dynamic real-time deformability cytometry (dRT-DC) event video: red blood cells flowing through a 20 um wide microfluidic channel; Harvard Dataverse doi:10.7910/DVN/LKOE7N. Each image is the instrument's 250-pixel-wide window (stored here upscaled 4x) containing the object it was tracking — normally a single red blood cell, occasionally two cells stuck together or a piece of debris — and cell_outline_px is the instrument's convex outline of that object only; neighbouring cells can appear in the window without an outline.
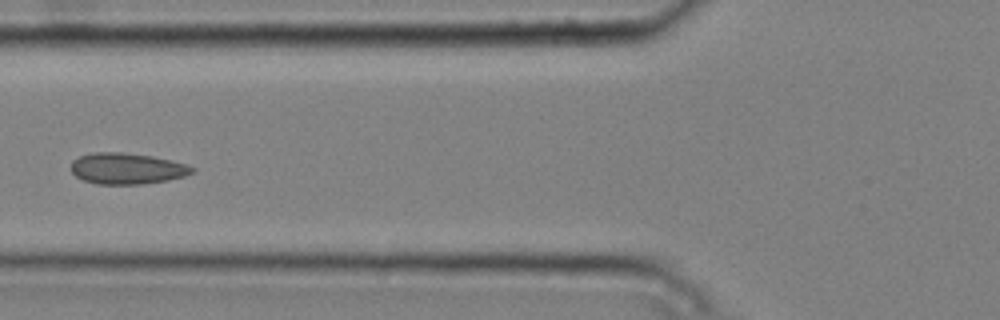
{"species": "common noctule bat (a hibernating species)", "species_latin": "Nyctalus noctula", "temperature_condition": "cold", "stored_images_in_passage": 7, "camera_frame_rate_fps": 3000, "um_per_image_px": 0.085, "animal": {"sex": "male", "body_mass_g": 20.4}, "frame": {"image": 1, "passage_image": 5, "time_ms": 1.333, "image_size_px": [1000, 320], "cell_outline_px": [[196, 172], [184, 176], [168, 180], [140, 184], [96, 184], [84, 180], [76, 176], [72, 172], [72, 160], [80, 156], [96, 152], [124, 152], [152, 156], [184, 164], [196, 168]], "centroid_in_image_um": [10.8, 14.33], "position_along_channel_um": 115.0, "area_um2": 21.85}}
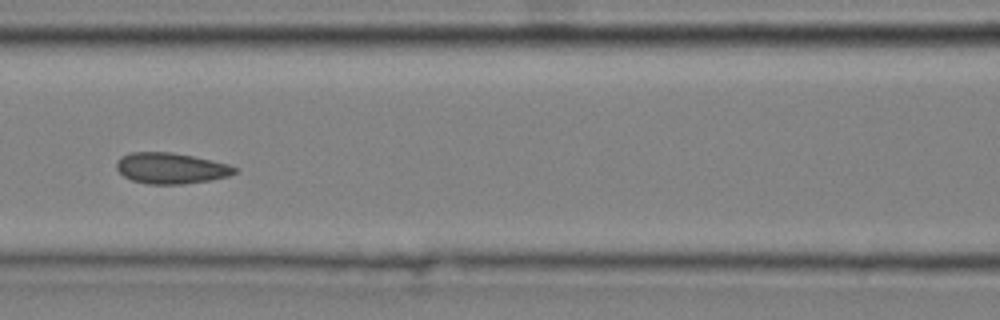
{"frame": {"image": 2, "passage_image": 6, "time_ms": 1.667, "image_size_px": [1000, 320], "cell_outline_px": [[236, 172], [228, 176], [208, 180], [184, 184], [148, 184], [132, 180], [124, 176], [116, 168], [116, 160], [120, 156], [132, 152], [172, 152], [192, 156], [228, 164], [236, 168]], "centroid_in_image_um": [14.48, 14.29], "position_along_channel_um": 152.1, "area_um2": 21.15}}
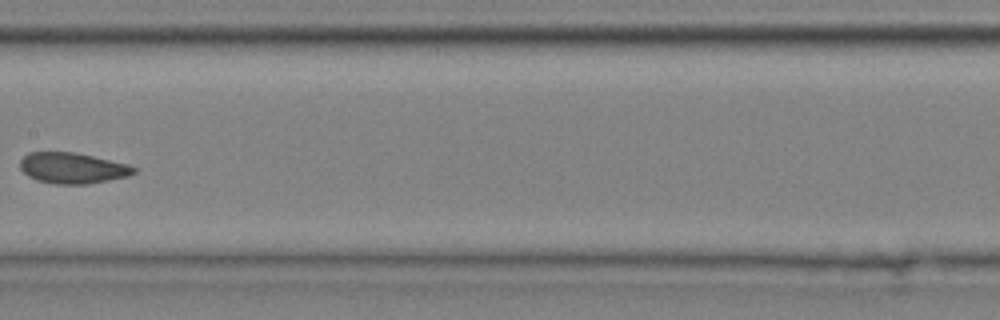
{"frame": {"image": 3, "passage_image": 7, "time_ms": 2.0, "image_size_px": [1000, 320], "cell_outline_px": [[136, 172], [128, 176], [88, 184], [56, 184], [36, 180], [28, 176], [20, 168], [20, 160], [28, 152], [76, 152], [128, 164], [136, 168]], "centroid_in_image_um": [6.15, 14.28], "position_along_channel_um": 201.2, "area_um2": 20.46}}